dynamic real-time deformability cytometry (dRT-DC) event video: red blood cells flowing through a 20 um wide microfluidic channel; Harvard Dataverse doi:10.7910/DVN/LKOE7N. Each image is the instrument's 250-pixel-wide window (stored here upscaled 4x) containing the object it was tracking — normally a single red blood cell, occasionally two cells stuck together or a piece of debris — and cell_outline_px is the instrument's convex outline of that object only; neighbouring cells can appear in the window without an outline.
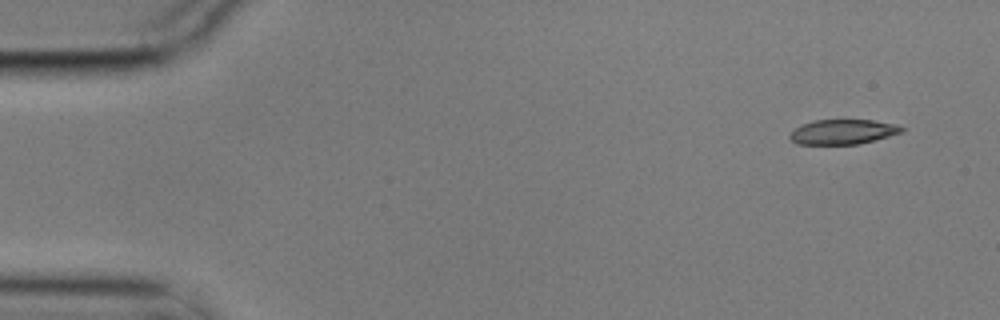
{"species": "common noctule bat (a hibernating species)", "species_latin": "Nyctalus noctula", "temperature_condition": "cold", "stored_images_in_passage": 4, "camera_frame_rate_fps": 3000, "um_per_image_px": 0.085, "animal": {"sex": "male", "body_mass_g": 17.9}, "frame": {"image": 1, "passage_image": 1, "time_ms": 0.0, "image_size_px": [1000, 320], "cell_outline_px": [[904, 128], [900, 132], [888, 136], [860, 144], [796, 144], [788, 136], [800, 124], [812, 120], [872, 120], [896, 124]], "centroid_in_image_um": [71.6, 11.2], "position_along_channel_um": 13.4, "area_um2": 16.07}}